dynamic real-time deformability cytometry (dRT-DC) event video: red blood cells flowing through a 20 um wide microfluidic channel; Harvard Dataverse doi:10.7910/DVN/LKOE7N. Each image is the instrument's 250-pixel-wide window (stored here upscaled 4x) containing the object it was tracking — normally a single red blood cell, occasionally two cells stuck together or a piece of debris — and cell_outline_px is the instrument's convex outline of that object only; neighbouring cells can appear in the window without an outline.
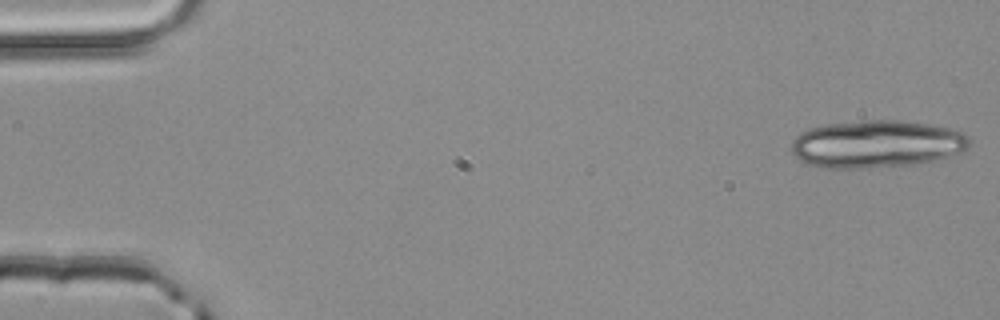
{"species": "common noctule bat (a hibernating species)", "species_latin": "Nyctalus noctula", "temperature_condition": "room temperature", "stored_images_in_passage": 14, "camera_frame_rate_fps": 3000, "um_per_image_px": 0.085, "animal": {"sex": "male", "body_mass_g": 20.4}, "frame": {"image": 1, "passage_image": 1, "time_ms": 0.0, "image_size_px": [1000, 320], "cell_outline_px": [[972, 144], [968, 148], [960, 152], [936, 160], [916, 164], [864, 168], [816, 168], [800, 160], [792, 152], [792, 140], [800, 132], [824, 124], [864, 120], [900, 120], [948, 128], [964, 132], [972, 140]], "centroid_in_image_um": [74.51, 12.25], "position_along_channel_um": 10.5, "area_um2": 49.53}}